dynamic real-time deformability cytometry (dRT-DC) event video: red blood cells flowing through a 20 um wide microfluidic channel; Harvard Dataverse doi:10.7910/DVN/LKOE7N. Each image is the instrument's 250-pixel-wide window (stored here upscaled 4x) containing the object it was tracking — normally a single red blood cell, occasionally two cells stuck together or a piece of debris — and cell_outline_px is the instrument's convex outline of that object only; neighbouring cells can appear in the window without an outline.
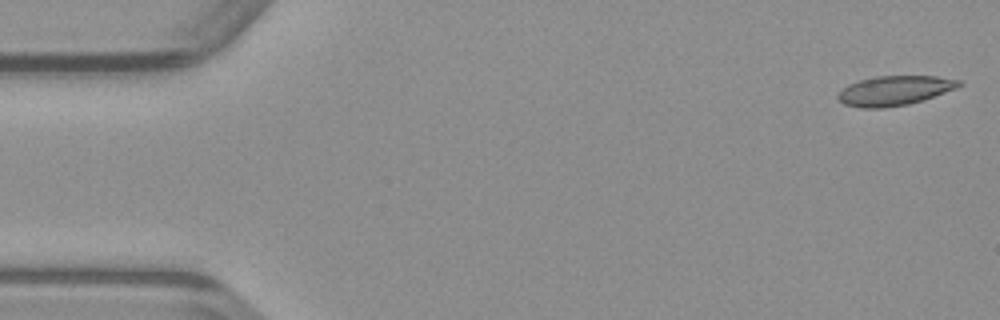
{"species": "common noctule bat (a hibernating species)", "species_latin": "Nyctalus noctula", "temperature_condition": "warm", "stored_images_in_passage": 48, "camera_frame_rate_fps": 3000, "um_per_image_px": 0.085, "animal": {"sex": "male", "body_mass_g": 23.1, "forearm_length_mm": 52.7}, "frame": {"image": 1, "passage_image": 1, "time_ms": 0.0, "image_size_px": [1000, 320], "cell_outline_px": [[964, 84], [956, 88], [924, 100], [908, 104], [880, 108], [860, 108], [844, 104], [836, 96], [848, 84], [860, 80], [876, 76], [936, 76], [960, 80]], "centroid_in_image_um": [76.05, 7.7], "position_along_channel_um": 8.9, "area_um2": 20.81}}
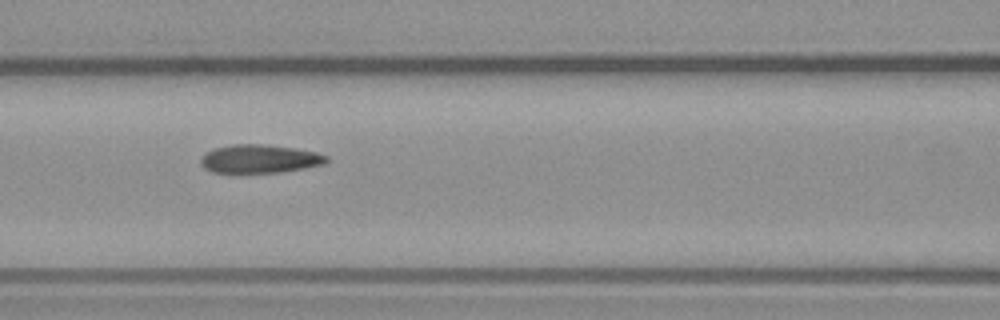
{"frame": {"image": 2, "passage_image": 20, "time_ms": 6.333, "image_size_px": [1000, 320], "cell_outline_px": [[328, 164], [280, 172], [212, 172], [204, 168], [200, 164], [200, 160], [208, 152], [216, 148], [232, 144], [264, 144], [296, 148], [316, 152], [328, 156]], "centroid_in_image_um": [22.12, 13.5], "position_along_channel_um": 144.5, "area_um2": 20.75}}
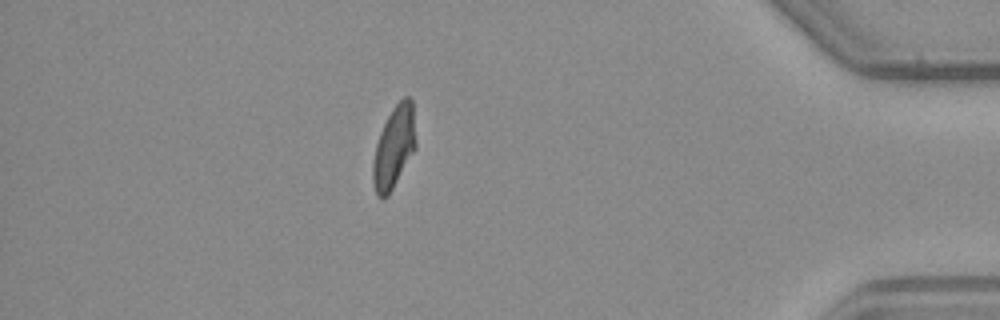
{"frame": {"image": 3, "passage_image": 42, "time_ms": 13.667, "image_size_px": [1000, 320], "cell_outline_px": [[416, 148], [388, 196], [380, 200], [376, 196], [372, 180], [372, 164], [376, 144], [380, 132], [392, 108], [404, 96], [408, 96], [412, 100], [416, 140]], "centroid_in_image_um": [33.48, 12.54], "position_along_channel_um": 401.7, "area_um2": 20.63}}